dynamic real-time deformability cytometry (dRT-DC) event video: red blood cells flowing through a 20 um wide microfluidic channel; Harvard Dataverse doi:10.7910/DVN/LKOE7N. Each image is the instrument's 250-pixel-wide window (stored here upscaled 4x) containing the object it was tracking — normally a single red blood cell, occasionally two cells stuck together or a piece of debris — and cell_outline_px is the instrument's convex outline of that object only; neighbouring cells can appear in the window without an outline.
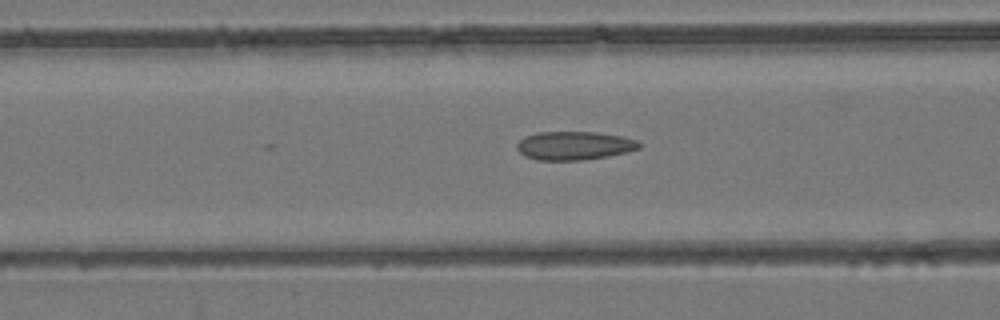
{"species": "common noctule bat (a hibernating species)", "species_latin": "Nyctalus noctula", "temperature_condition": "room temperature", "stored_images_in_passage": 17, "camera_frame_rate_fps": 3000, "um_per_image_px": 0.085, "animal": {"sex": "female", "body_mass_g": 24.6, "forearm_length_mm": 56.2}, "frame": {"image": 1, "passage_image": 9, "time_ms": 2.667, "image_size_px": [1000, 320], "cell_outline_px": [[640, 148], [628, 152], [608, 156], [580, 160], [536, 160], [524, 156], [516, 148], [516, 144], [524, 136], [536, 132], [596, 132], [620, 136], [636, 140], [640, 144]], "centroid_in_image_um": [48.77, 12.38], "position_along_channel_um": 117.8, "area_um2": 20.35}}
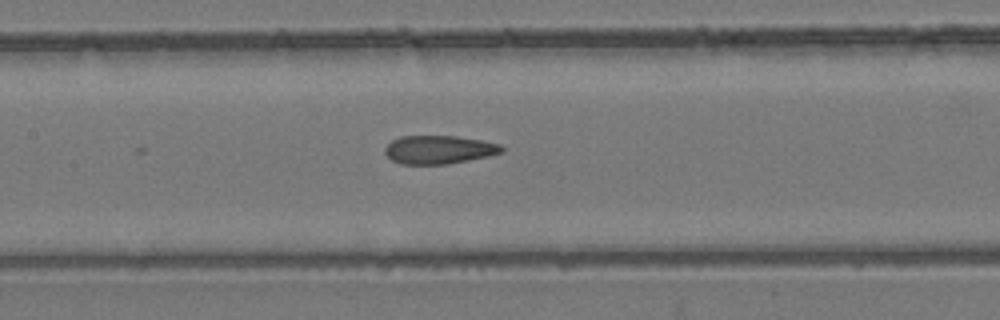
{"frame": {"image": 2, "passage_image": 13, "time_ms": 4.0, "image_size_px": [1000, 320], "cell_outline_px": [[504, 152], [488, 156], [468, 160], [444, 164], [400, 164], [392, 160], [384, 152], [384, 148], [392, 140], [400, 136], [456, 136], [480, 140], [500, 144], [504, 148]], "centroid_in_image_um": [37.3, 12.72], "position_along_channel_um": 170.1, "area_um2": 19.25}}
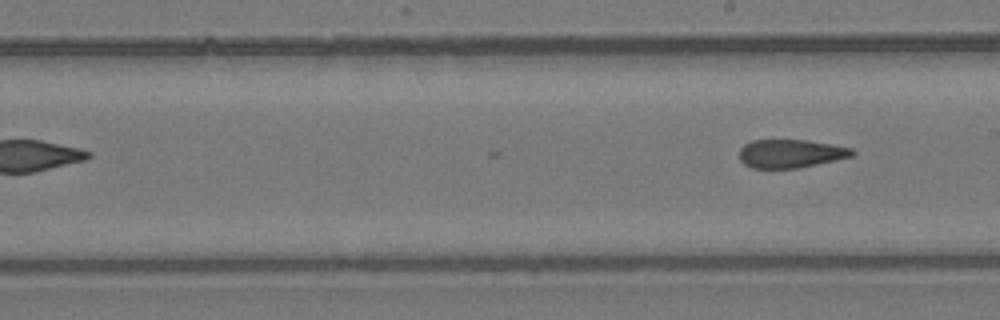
{"frame": {"image": 3, "passage_image": 17, "time_ms": 5.333, "image_size_px": [1000, 320], "cell_outline_px": [[856, 152], [852, 156], [816, 164], [796, 168], [752, 168], [744, 164], [740, 160], [740, 148], [744, 144], [752, 140], [804, 140], [832, 144], [852, 148]], "centroid_in_image_um": [67.18, 13.05], "position_along_channel_um": 221.8, "area_um2": 18.55}}